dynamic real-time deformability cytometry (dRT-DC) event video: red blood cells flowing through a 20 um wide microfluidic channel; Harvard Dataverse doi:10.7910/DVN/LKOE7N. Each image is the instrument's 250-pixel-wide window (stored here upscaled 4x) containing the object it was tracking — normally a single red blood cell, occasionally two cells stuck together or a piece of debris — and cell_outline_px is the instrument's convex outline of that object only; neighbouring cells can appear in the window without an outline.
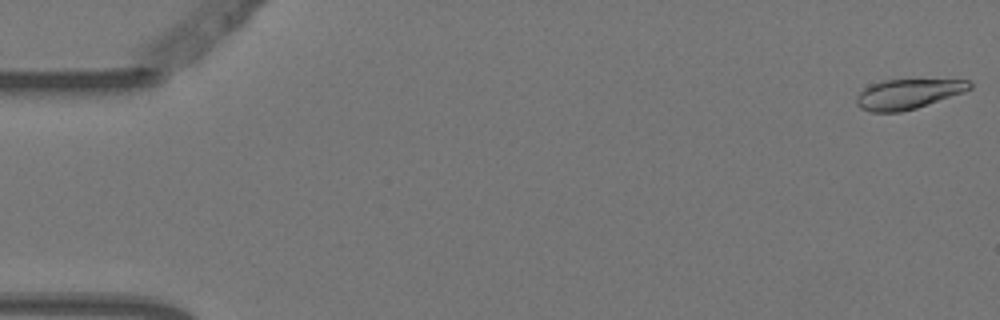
{"species": "Egyptian fruit bat (a non-hibernating species)", "species_latin": "Rousettus aegyptiacus", "temperature_condition": "warm", "stored_images_in_passage": 5, "camera_frame_rate_fps": 3000, "um_per_image_px": 0.085, "animal": {"sex": "female"}, "frame": {"image": 1, "passage_image": 1, "time_ms": 0.0, "image_size_px": [1000, 320], "cell_outline_px": [[972, 88], [964, 92], [916, 108], [900, 112], [868, 112], [860, 108], [856, 104], [856, 96], [864, 88], [880, 80], [972, 80]], "centroid_in_image_um": [77.15, 7.99], "position_along_channel_um": 7.8, "area_um2": 19.71}}
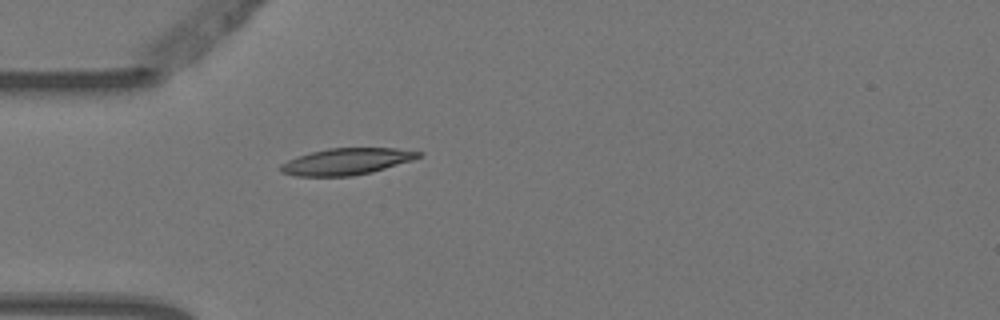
{"frame": {"image": 2, "passage_image": 5, "time_ms": 1.333, "image_size_px": [1000, 320], "cell_outline_px": [[424, 152], [420, 156], [412, 160], [372, 172], [352, 176], [296, 176], [280, 172], [280, 164], [288, 160], [312, 152], [328, 148], [396, 148]], "centroid_in_image_um": [29.46, 13.73], "position_along_channel_um": 55.5, "area_um2": 21.21}}